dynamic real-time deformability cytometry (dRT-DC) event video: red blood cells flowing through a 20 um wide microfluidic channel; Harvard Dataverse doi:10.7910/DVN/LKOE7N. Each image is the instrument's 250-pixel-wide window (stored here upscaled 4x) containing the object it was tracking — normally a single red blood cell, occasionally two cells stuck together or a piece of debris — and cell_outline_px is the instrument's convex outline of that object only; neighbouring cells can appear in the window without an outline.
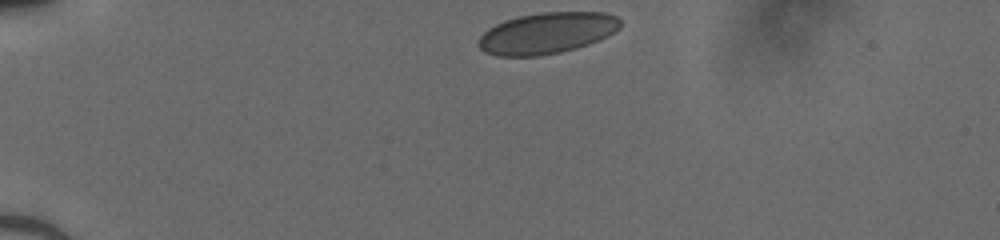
{"species": "human", "species_latin": "Homo sapiens", "temperature_condition": "cold", "stored_images_in_passage": 33, "camera_frame_rate_fps": 3000, "um_per_image_px": 0.085, "donor": {"sex": "male"}, "frame": {"image": 1, "passage_image": 1, "time_ms": 0.0, "image_size_px": [1000, 240], "cell_outline_px": [[620, 28], [588, 44], [576, 48], [560, 52], [540, 56], [496, 56], [484, 52], [476, 44], [476, 40], [488, 28], [504, 20], [520, 16], [540, 12], [604, 12], [616, 16], [620, 20]], "centroid_in_image_um": [46.42, 2.81], "position_along_channel_um": 38.6, "area_um2": 34.04}}
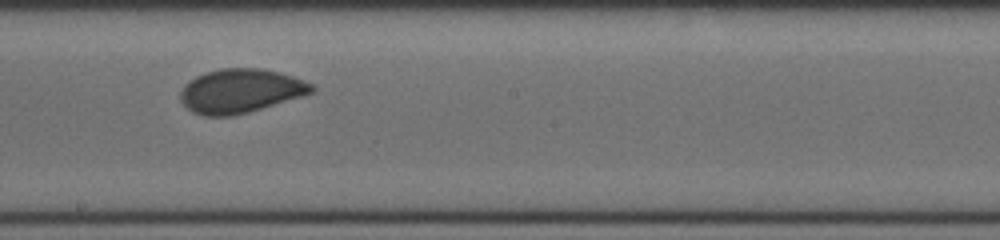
{"frame": {"image": 2, "passage_image": 19, "time_ms": 6.0, "image_size_px": [1000, 240], "cell_outline_px": [[316, 88], [312, 92], [304, 96], [248, 112], [232, 116], [204, 116], [192, 112], [180, 100], [180, 92], [184, 84], [196, 76], [204, 72], [220, 68], [260, 68], [280, 72], [316, 84]], "centroid_in_image_um": [20.46, 7.72], "position_along_channel_um": 227.7, "area_um2": 33.93}}
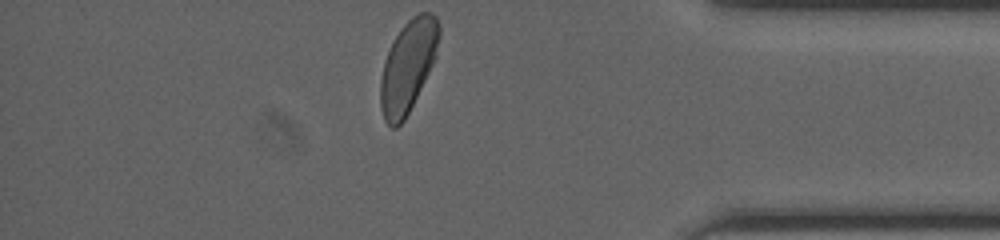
{"frame": {"image": 3, "passage_image": 33, "time_ms": 10.667, "image_size_px": [1000, 240], "cell_outline_px": [[440, 36], [436, 56], [404, 120], [396, 128], [392, 128], [384, 120], [380, 108], [380, 80], [384, 60], [392, 40], [400, 28], [412, 16], [420, 12], [432, 12], [436, 16], [440, 24]], "centroid_in_image_um": [34.66, 5.58], "position_along_channel_um": 400.5, "area_um2": 31.39}}